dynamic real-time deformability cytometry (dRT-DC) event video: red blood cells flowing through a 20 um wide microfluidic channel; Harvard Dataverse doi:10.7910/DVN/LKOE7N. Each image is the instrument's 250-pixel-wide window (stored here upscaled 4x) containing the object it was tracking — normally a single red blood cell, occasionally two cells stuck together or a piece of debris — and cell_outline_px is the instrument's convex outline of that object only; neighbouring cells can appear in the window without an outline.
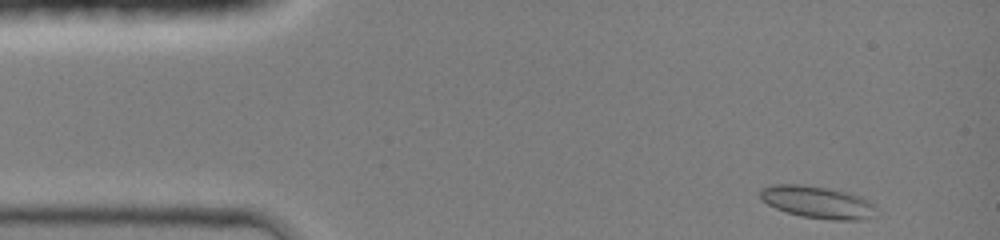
{"species": "common noctule bat (a hibernating species)", "species_latin": "Nyctalus noctula", "temperature_condition": "room temperature", "stored_images_in_passage": 39, "camera_frame_rate_fps": 3000, "um_per_image_px": 0.085, "animal": {"sex": "female", "body_mass_g": 19.0, "forearm_length_mm": 51.5}, "frame": {"image": 1, "passage_image": 1, "time_ms": 0.0, "image_size_px": [1000, 240], "cell_outline_px": [[880, 208], [868, 216], [860, 220], [832, 220], [800, 216], [776, 208], [768, 204], [760, 196], [760, 188], [772, 184], [800, 184], [828, 188], [852, 192], [876, 204]], "centroid_in_image_um": [69.51, 17.17], "position_along_channel_um": 15.5, "area_um2": 21.91}}
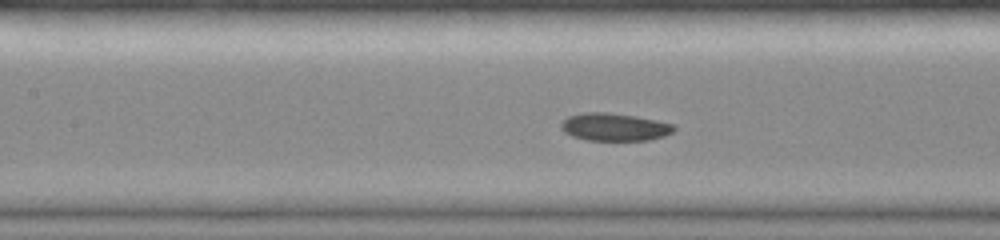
{"frame": {"image": 2, "passage_image": 17, "time_ms": 5.333, "image_size_px": [1000, 240], "cell_outline_px": [[676, 128], [672, 132], [664, 136], [648, 140], [588, 140], [572, 136], [564, 132], [560, 128], [560, 124], [568, 116], [584, 112], [608, 112], [636, 116], [656, 120], [672, 124]], "centroid_in_image_um": [52.2, 10.79], "position_along_channel_um": 155.2, "area_um2": 18.21}}
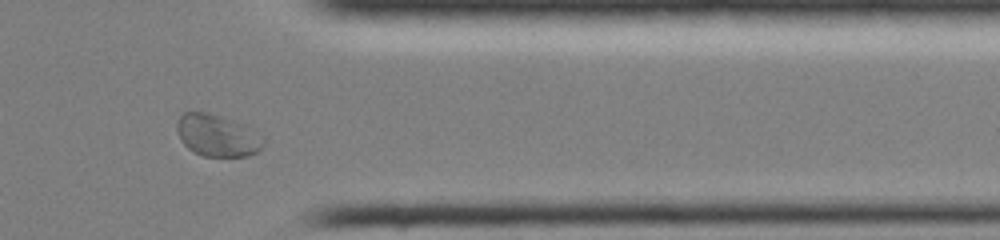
{"frame": {"image": 3, "passage_image": 34, "time_ms": 11.0, "image_size_px": [1000, 240], "cell_outline_px": [[264, 144], [256, 152], [248, 156], [204, 156], [188, 148], [180, 140], [176, 128], [176, 124], [180, 116], [184, 112], [204, 112], [220, 116], [244, 124], [264, 136]], "centroid_in_image_um": [18.48, 11.51], "position_along_channel_um": 392.9, "area_um2": 21.1}, "authors_computed_cell_mechanics": {"area_um2": 18.9006, "velocity_mm_per_s": 4.229, "shape_relaxation_time_tau1_ms": 7.0053, "shape_relaxation_time_tau2_ms": 2.5411, "deformation_change_tau1": 0.148, "deformation_change_tau2": 0.0339}}